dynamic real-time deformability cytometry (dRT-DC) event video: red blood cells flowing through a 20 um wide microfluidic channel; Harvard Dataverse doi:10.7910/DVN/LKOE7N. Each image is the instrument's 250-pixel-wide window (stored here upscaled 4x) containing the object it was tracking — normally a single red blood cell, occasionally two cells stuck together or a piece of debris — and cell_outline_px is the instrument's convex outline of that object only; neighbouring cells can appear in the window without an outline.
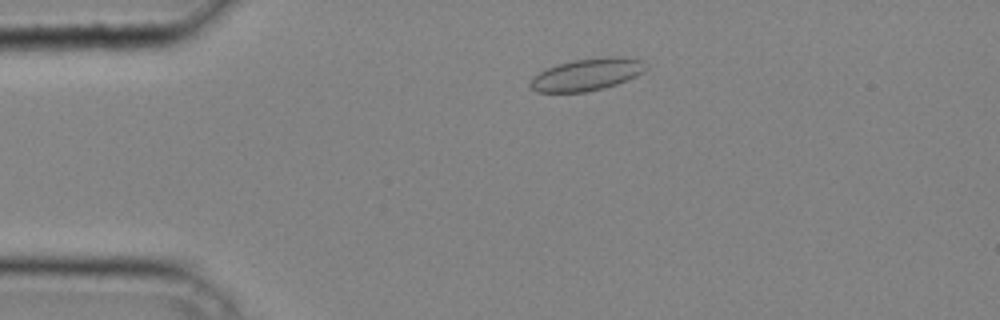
{"species": "common noctule bat (a hibernating species)", "species_latin": "Nyctalus noctula", "temperature_condition": "cold", "stored_images_in_passage": 34, "camera_frame_rate_fps": 3000, "um_per_image_px": 0.085, "animal": {"sex": "male", "body_mass_g": 20.4}, "frame": {"image": 1, "passage_image": 6, "time_ms": 1.667, "image_size_px": [1000, 320], "cell_outline_px": [[648, 68], [644, 72], [636, 76], [616, 84], [604, 88], [584, 92], [536, 92], [528, 88], [528, 84], [532, 76], [556, 64], [572, 60], [608, 56], [616, 56], [644, 60]], "centroid_in_image_um": [49.87, 6.33], "position_along_channel_um": 35.1, "area_um2": 21.91}}
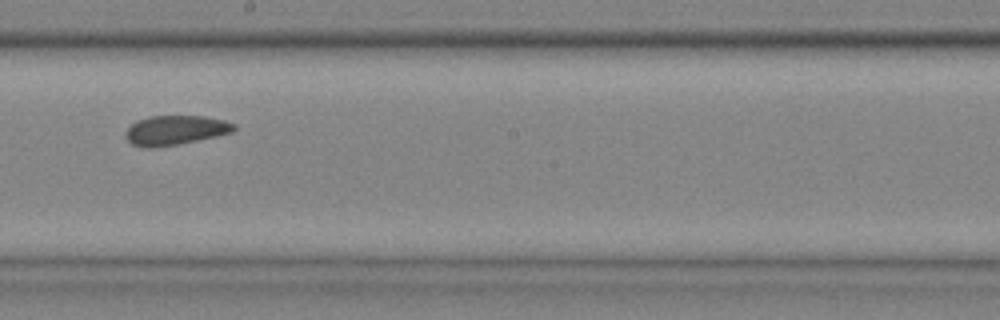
{"frame": {"image": 2, "passage_image": 21, "time_ms": 6.667, "image_size_px": [1000, 320], "cell_outline_px": [[236, 128], [232, 132], [196, 140], [176, 144], [152, 148], [144, 148], [132, 144], [128, 140], [124, 132], [136, 120], [152, 116], [204, 116], [224, 120], [236, 124]], "centroid_in_image_um": [14.88, 11.06], "position_along_channel_um": 233.3, "area_um2": 18.44}}
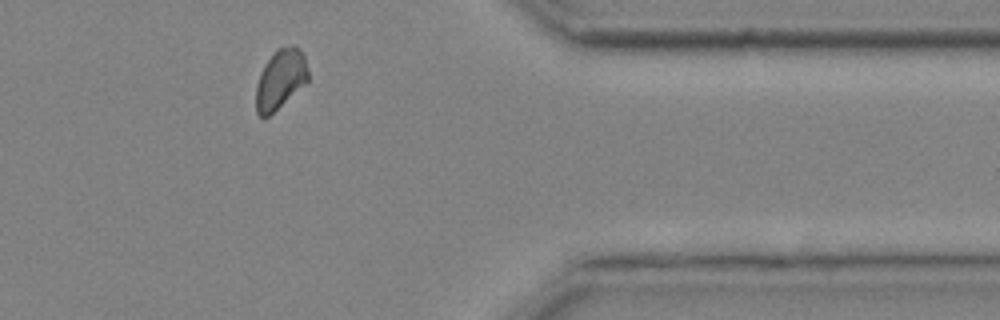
{"frame": {"image": 3, "passage_image": 32, "time_ms": 10.333, "image_size_px": [1000, 320], "cell_outline_px": [[308, 84], [268, 116], [260, 116], [256, 112], [256, 84], [260, 72], [264, 64], [276, 48], [292, 44], [300, 48], [304, 52], [308, 68]], "centroid_in_image_um": [23.87, 6.69], "position_along_channel_um": 387.5, "area_um2": 18.67}}